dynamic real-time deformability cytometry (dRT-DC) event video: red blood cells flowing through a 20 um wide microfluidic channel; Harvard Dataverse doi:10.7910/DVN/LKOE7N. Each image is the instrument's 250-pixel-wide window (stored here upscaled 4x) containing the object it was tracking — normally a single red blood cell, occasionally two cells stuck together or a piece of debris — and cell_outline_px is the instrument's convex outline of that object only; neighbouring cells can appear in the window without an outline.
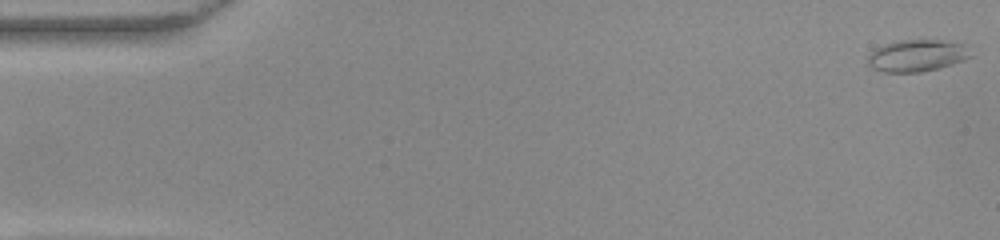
{"species": "common noctule bat (a hibernating species)", "species_latin": "Nyctalus noctula", "temperature_condition": "warm", "stored_images_in_passage": 53, "camera_frame_rate_fps": 3000, "um_per_image_px": 0.085, "animal": {"sex": "female", "body_mass_g": 22.0, "forearm_length_mm": 56.7}, "frame": {"image": 1, "passage_image": 1, "time_ms": 0.0, "image_size_px": [1000, 240], "cell_outline_px": [[972, 56], [964, 60], [952, 64], [920, 72], [880, 72], [872, 68], [868, 64], [868, 56], [872, 48], [896, 40], [944, 40], [968, 44]], "centroid_in_image_um": [77.93, 4.71], "position_along_channel_um": 7.1, "area_um2": 19.48}}
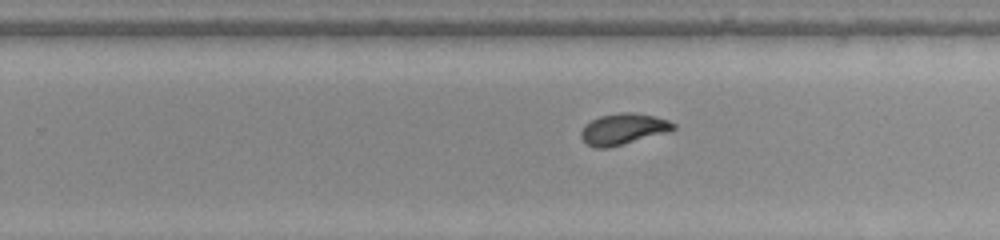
{"frame": {"image": 2, "passage_image": 33, "time_ms": 10.667, "image_size_px": [1000, 240], "cell_outline_px": [[676, 128], [668, 132], [624, 144], [608, 148], [596, 148], [588, 144], [580, 136], [580, 132], [584, 124], [600, 116], [620, 112], [632, 112], [652, 116], [668, 120], [676, 124]], "centroid_in_image_um": [52.97, 10.97], "position_along_channel_um": 276.8, "area_um2": 16.7}}
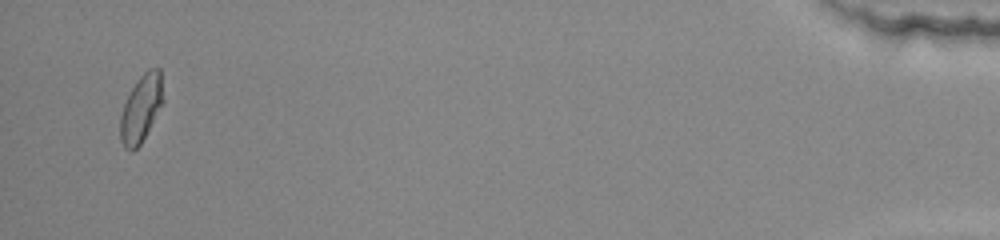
{"frame": {"image": 3, "passage_image": 51, "time_ms": 16.667, "image_size_px": [1000, 240], "cell_outline_px": [[164, 100], [140, 144], [132, 152], [128, 152], [124, 148], [120, 140], [120, 116], [124, 104], [132, 88], [140, 76], [148, 68], [160, 68]], "centroid_in_image_um": [11.98, 9.22], "position_along_channel_um": 423.2, "area_um2": 16.65}, "authors_computed_cell_mechanics": {"area_um2": 16.762, "velocity_mm_per_s": 3.8785, "shape_relaxation_time_tau1_ms": 3.5491, "shape_relaxation_time_tau2_ms": 1.082, "deformation_change_tau1": 0.1473, "deformation_change_tau2": 0.0478}}